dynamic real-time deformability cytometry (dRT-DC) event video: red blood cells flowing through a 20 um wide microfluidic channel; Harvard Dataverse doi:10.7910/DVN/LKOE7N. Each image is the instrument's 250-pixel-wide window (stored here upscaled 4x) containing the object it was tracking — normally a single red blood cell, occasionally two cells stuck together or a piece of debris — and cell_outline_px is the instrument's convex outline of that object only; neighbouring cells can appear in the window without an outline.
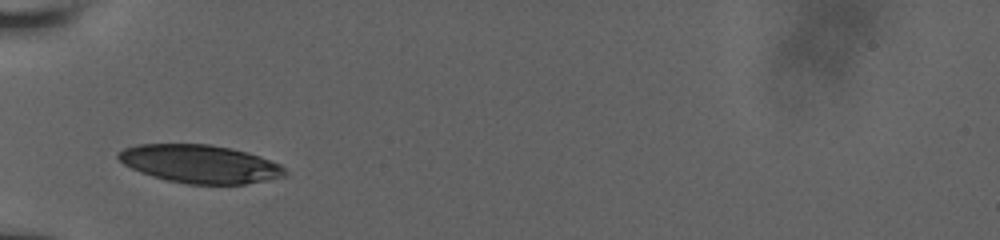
{"species": "human", "species_latin": "Homo sapiens", "temperature_condition": "room temperature", "stored_images_in_passage": 15, "camera_frame_rate_fps": 3000, "um_per_image_px": 0.085, "donor": {"sex": "male"}, "frame": {"image": 1, "passage_image": 1, "time_ms": 0.0, "image_size_px": [1000, 240], "cell_outline_px": [[288, 172], [284, 176], [268, 180], [244, 184], [188, 184], [168, 180], [152, 176], [140, 172], [124, 164], [116, 156], [116, 152], [124, 148], [136, 144], [208, 144], [232, 148], [248, 152], [260, 156], [280, 164]], "centroid_in_image_um": [16.99, 13.92], "position_along_channel_um": 68.0, "area_um2": 37.17}}
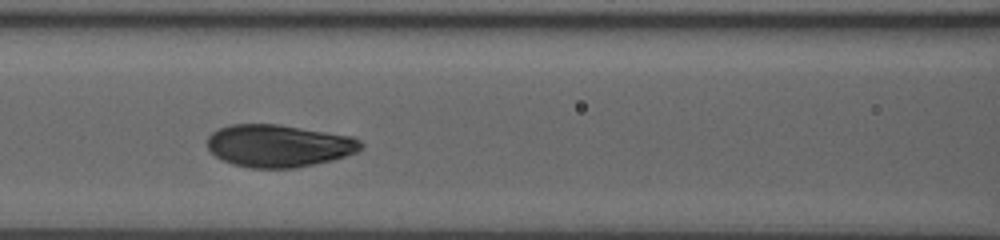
{"frame": {"image": 2, "passage_image": 10, "time_ms": 2.0, "image_size_px": [1000, 240], "cell_outline_px": [[364, 148], [356, 152], [332, 160], [292, 168], [248, 168], [232, 164], [216, 156], [208, 148], [208, 136], [212, 132], [220, 128], [232, 124], [280, 124], [352, 136], [360, 140], [364, 144]], "centroid_in_image_um": [23.71, 12.38], "position_along_channel_um": 142.9, "area_um2": 37.97}}
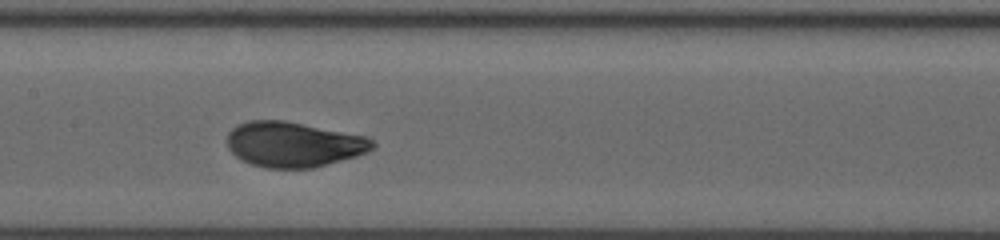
{"frame": {"image": 3, "passage_image": 14, "time_ms": 3.0, "image_size_px": [1000, 240], "cell_outline_px": [[376, 144], [372, 148], [356, 156], [312, 168], [264, 168], [240, 160], [228, 148], [228, 132], [232, 128], [248, 120], [284, 120], [368, 136]], "centroid_in_image_um": [24.94, 12.27], "position_along_channel_um": 182.5, "area_um2": 38.26}}